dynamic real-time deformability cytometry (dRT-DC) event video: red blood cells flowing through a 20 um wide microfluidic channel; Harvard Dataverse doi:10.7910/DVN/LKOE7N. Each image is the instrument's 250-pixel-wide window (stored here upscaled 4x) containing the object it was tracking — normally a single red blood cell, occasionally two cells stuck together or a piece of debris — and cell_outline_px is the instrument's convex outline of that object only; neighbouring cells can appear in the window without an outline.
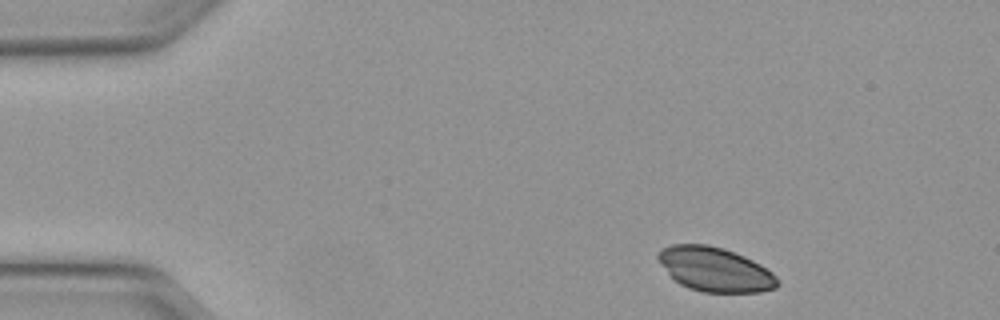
{"species": "Egyptian fruit bat (a non-hibernating species)", "species_latin": "Rousettus aegyptiacus", "temperature_condition": "warm", "stored_images_in_passage": 27, "camera_frame_rate_fps": 3000, "um_per_image_px": 0.085, "animal": {"sex": "female"}, "frame": {"image": 1, "passage_image": 1, "time_ms": 0.0, "image_size_px": [1000, 320], "cell_outline_px": [[780, 284], [776, 288], [760, 292], [704, 292], [688, 288], [680, 284], [668, 272], [656, 256], [656, 252], [672, 244], [708, 244], [724, 248], [744, 256], [760, 264], [772, 272], [776, 276]], "centroid_in_image_um": [60.8, 22.89], "position_along_channel_um": 24.2, "area_um2": 30.69}}
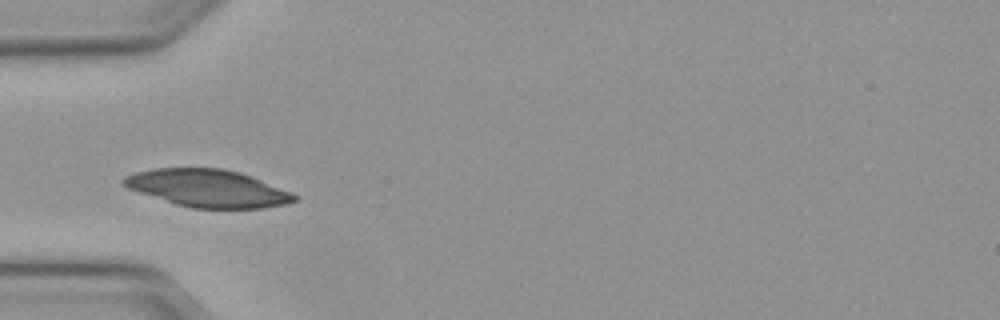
{"frame": {"image": 2, "passage_image": 10, "time_ms": 3.0, "image_size_px": [1000, 320], "cell_outline_px": [[300, 200], [288, 204], [264, 208], [192, 208], [176, 204], [128, 188], [120, 184], [120, 180], [124, 176], [132, 172], [152, 168], [224, 168], [240, 172], [252, 176], [292, 192], [300, 196]], "centroid_in_image_um": [17.69, 15.99], "position_along_channel_um": 67.3, "area_um2": 37.69}}
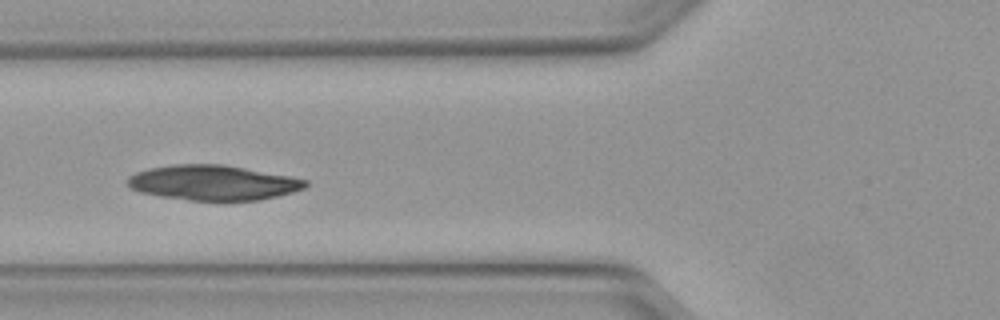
{"frame": {"image": 3, "passage_image": 13, "time_ms": 4.0, "image_size_px": [1000, 320], "cell_outline_px": [[308, 184], [304, 188], [292, 192], [260, 200], [188, 200], [160, 196], [140, 192], [128, 188], [128, 176], [136, 172], [152, 168], [172, 164], [224, 164], [292, 176], [308, 180]], "centroid_in_image_um": [18.12, 15.52], "position_along_channel_um": 107.7, "area_um2": 36.36}}